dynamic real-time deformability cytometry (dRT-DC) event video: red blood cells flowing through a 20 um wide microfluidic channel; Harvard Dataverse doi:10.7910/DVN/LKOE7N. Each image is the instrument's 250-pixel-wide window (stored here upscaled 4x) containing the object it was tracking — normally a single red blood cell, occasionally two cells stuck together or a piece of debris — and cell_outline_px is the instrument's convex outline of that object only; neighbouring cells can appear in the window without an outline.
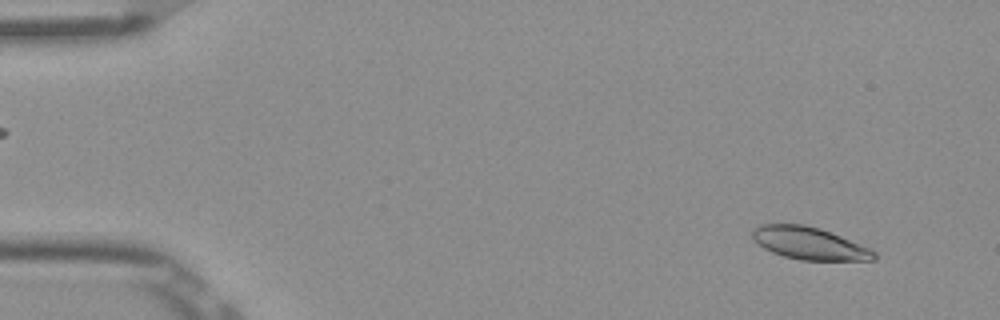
{"species": "Egyptian fruit bat (a non-hibernating species)", "species_latin": "Rousettus aegyptiacus", "temperature_condition": "room temperature", "stored_images_in_passage": 52, "camera_frame_rate_fps": 3000, "um_per_image_px": 0.085, "frame": {"image": 1, "passage_image": 4, "time_ms": 1.0, "image_size_px": [1000, 320], "cell_outline_px": [[876, 260], [800, 260], [784, 256], [772, 252], [764, 248], [752, 240], [752, 228], [760, 224], [804, 224], [820, 228], [840, 236], [868, 248], [876, 252]], "centroid_in_image_um": [68.74, 20.67], "position_along_channel_um": 16.3, "area_um2": 22.89}}
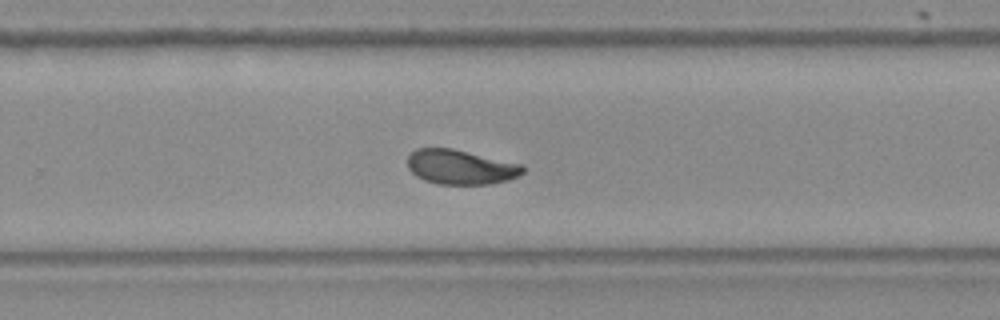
{"frame": {"image": 2, "passage_image": 34, "time_ms": 11.0, "image_size_px": [1000, 320], "cell_outline_px": [[524, 172], [508, 180], [488, 184], [436, 184], [424, 180], [416, 176], [408, 168], [408, 156], [416, 148], [452, 148], [524, 164]], "centroid_in_image_um": [39.15, 14.19], "position_along_channel_um": 290.6, "area_um2": 23.35}}
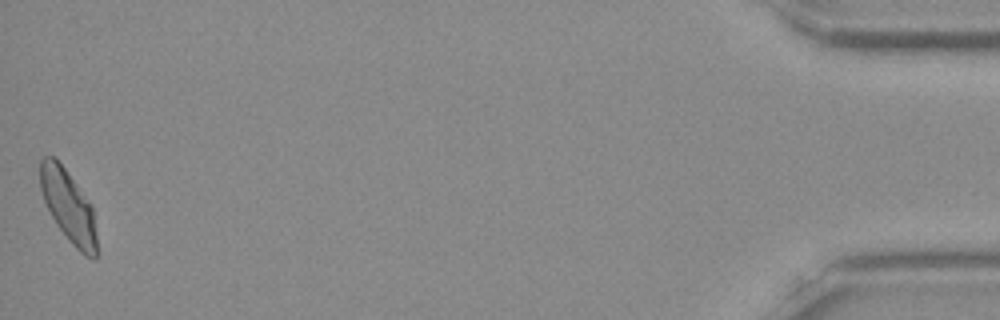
{"frame": {"image": 3, "passage_image": 52, "time_ms": 17.0, "image_size_px": [1000, 320], "cell_outline_px": [[100, 252], [96, 260], [92, 260], [84, 256], [72, 244], [56, 224], [44, 200], [40, 188], [40, 160], [44, 156], [52, 156], [64, 168], [92, 208]], "centroid_in_image_um": [5.85, 17.64], "position_along_channel_um": 429.4, "area_um2": 23.58}, "authors_computed_cell_mechanics": {"area_um2": 23.5824, "velocity_mm_per_s": 3.8607, "shape_relaxation_time_tau1_ms": 4.4267, "shape_relaxation_time_tau2_ms": 2.6846, "deformation_change_tau1": 0.1302, "deformation_change_tau2": 0.0684}}